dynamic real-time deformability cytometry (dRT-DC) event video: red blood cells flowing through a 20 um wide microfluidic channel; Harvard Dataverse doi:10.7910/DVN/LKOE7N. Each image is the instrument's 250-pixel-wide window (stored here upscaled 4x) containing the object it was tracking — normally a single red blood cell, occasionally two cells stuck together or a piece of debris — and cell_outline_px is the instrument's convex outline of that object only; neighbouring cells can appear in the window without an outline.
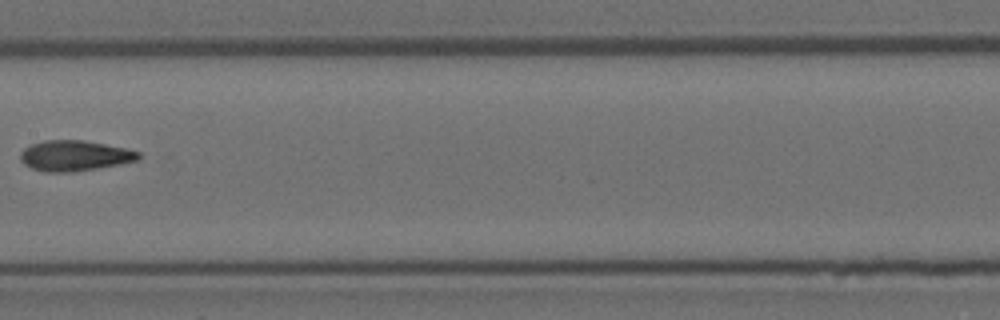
{"species": "Egyptian fruit bat (a non-hibernating species)", "species_latin": "Rousettus aegyptiacus", "temperature_condition": "room temperature", "stored_images_in_passage": 7, "camera_frame_rate_fps": 3000, "um_per_image_px": 0.085, "animal": {"sex": "female"}, "frame": {"image": 1, "passage_image": 7, "time_ms": 2.0, "image_size_px": [1000, 320], "cell_outline_px": [[140, 160], [120, 164], [76, 172], [44, 172], [32, 168], [24, 164], [20, 160], [20, 152], [24, 148], [32, 144], [44, 140], [84, 140], [124, 148], [140, 152]], "centroid_in_image_um": [6.33, 13.24], "position_along_channel_um": 201.1, "area_um2": 21.1}}